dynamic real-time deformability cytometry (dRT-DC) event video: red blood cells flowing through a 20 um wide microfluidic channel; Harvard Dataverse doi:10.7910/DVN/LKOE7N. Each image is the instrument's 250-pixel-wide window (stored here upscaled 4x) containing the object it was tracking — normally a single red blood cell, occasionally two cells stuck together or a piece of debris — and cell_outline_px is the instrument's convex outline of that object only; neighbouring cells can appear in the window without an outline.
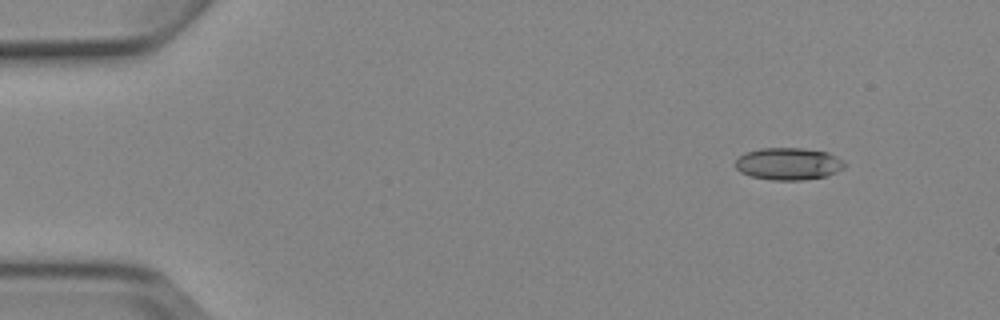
{"species": "Egyptian fruit bat (a non-hibernating species)", "species_latin": "Rousettus aegyptiacus", "temperature_condition": "cold", "stored_images_in_passage": 3, "camera_frame_rate_fps": 3000, "um_per_image_px": 0.085, "animal": {"sex": "female"}, "frame": {"image": 1, "passage_image": 1, "time_ms": 0.0, "image_size_px": [1000, 320], "cell_outline_px": [[848, 164], [844, 168], [836, 172], [824, 176], [804, 180], [772, 180], [748, 176], [740, 172], [736, 168], [736, 160], [744, 152], [760, 148], [804, 148], [828, 152], [844, 160]], "centroid_in_image_um": [67.03, 13.92], "position_along_channel_um": 18.0, "area_um2": 20.75}}